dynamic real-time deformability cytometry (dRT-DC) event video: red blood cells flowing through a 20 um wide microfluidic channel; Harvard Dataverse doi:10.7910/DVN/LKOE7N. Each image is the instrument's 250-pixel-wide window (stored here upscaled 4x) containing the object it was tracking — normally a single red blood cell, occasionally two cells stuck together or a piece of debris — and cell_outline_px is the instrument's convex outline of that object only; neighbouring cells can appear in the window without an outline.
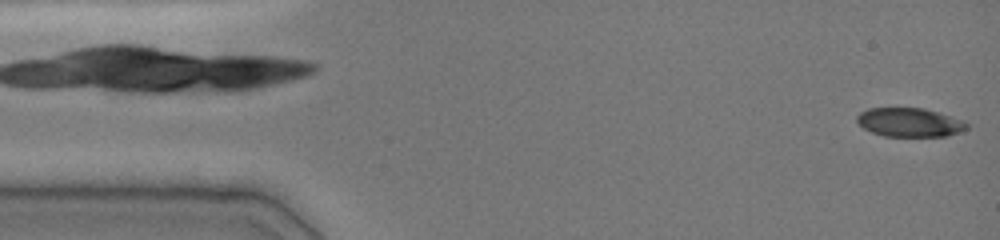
{"species": "common noctule bat (a hibernating species)", "species_latin": "Nyctalus noctula", "temperature_condition": "cold", "stored_images_in_passage": 4, "camera_frame_rate_fps": 3000, "um_per_image_px": 0.085, "animal": {"sex": "female", "body_mass_g": 19.0, "forearm_length_mm": 51.5}, "frame": {"image": 1, "passage_image": 4, "time_ms": 1.333, "image_size_px": [1000, 240], "cell_outline_px": [[968, 128], [960, 132], [948, 136], [884, 136], [872, 132], [864, 128], [856, 120], [856, 116], [860, 112], [868, 108], [924, 108], [952, 116], [964, 120], [968, 124]], "centroid_in_image_um": [77.34, 10.4], "position_along_channel_um": 7.7, "area_um2": 18.55}}